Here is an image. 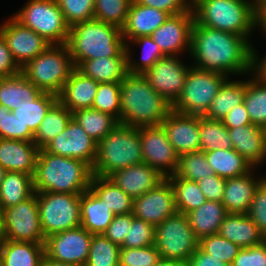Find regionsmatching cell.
Returning <instances> with one entry per match:
<instances>
[{
  "label": "cell",
  "instance_id": "cell-22",
  "mask_svg": "<svg viewBox=\"0 0 266 266\" xmlns=\"http://www.w3.org/2000/svg\"><path fill=\"white\" fill-rule=\"evenodd\" d=\"M235 149L254 168L266 160V129L258 125H240L228 129Z\"/></svg>",
  "mask_w": 266,
  "mask_h": 266
},
{
  "label": "cell",
  "instance_id": "cell-59",
  "mask_svg": "<svg viewBox=\"0 0 266 266\" xmlns=\"http://www.w3.org/2000/svg\"><path fill=\"white\" fill-rule=\"evenodd\" d=\"M221 121L227 129L236 128L240 125L252 124L244 102L231 109Z\"/></svg>",
  "mask_w": 266,
  "mask_h": 266
},
{
  "label": "cell",
  "instance_id": "cell-58",
  "mask_svg": "<svg viewBox=\"0 0 266 266\" xmlns=\"http://www.w3.org/2000/svg\"><path fill=\"white\" fill-rule=\"evenodd\" d=\"M142 5L150 6L162 11H166L170 15H177L185 11H189V7L184 0H134Z\"/></svg>",
  "mask_w": 266,
  "mask_h": 266
},
{
  "label": "cell",
  "instance_id": "cell-3",
  "mask_svg": "<svg viewBox=\"0 0 266 266\" xmlns=\"http://www.w3.org/2000/svg\"><path fill=\"white\" fill-rule=\"evenodd\" d=\"M92 167L81 160L39 150L32 177L34 192L82 194L90 188Z\"/></svg>",
  "mask_w": 266,
  "mask_h": 266
},
{
  "label": "cell",
  "instance_id": "cell-55",
  "mask_svg": "<svg viewBox=\"0 0 266 266\" xmlns=\"http://www.w3.org/2000/svg\"><path fill=\"white\" fill-rule=\"evenodd\" d=\"M133 217V213L115 215L104 235L111 242L121 247L129 231V227H131Z\"/></svg>",
  "mask_w": 266,
  "mask_h": 266
},
{
  "label": "cell",
  "instance_id": "cell-49",
  "mask_svg": "<svg viewBox=\"0 0 266 266\" xmlns=\"http://www.w3.org/2000/svg\"><path fill=\"white\" fill-rule=\"evenodd\" d=\"M0 138L33 141L34 134L5 105L0 104Z\"/></svg>",
  "mask_w": 266,
  "mask_h": 266
},
{
  "label": "cell",
  "instance_id": "cell-63",
  "mask_svg": "<svg viewBox=\"0 0 266 266\" xmlns=\"http://www.w3.org/2000/svg\"><path fill=\"white\" fill-rule=\"evenodd\" d=\"M154 266H188V263L180 260L160 258Z\"/></svg>",
  "mask_w": 266,
  "mask_h": 266
},
{
  "label": "cell",
  "instance_id": "cell-47",
  "mask_svg": "<svg viewBox=\"0 0 266 266\" xmlns=\"http://www.w3.org/2000/svg\"><path fill=\"white\" fill-rule=\"evenodd\" d=\"M199 247L211 257H216L229 266L232 265L238 251L241 249L218 233L201 238Z\"/></svg>",
  "mask_w": 266,
  "mask_h": 266
},
{
  "label": "cell",
  "instance_id": "cell-24",
  "mask_svg": "<svg viewBox=\"0 0 266 266\" xmlns=\"http://www.w3.org/2000/svg\"><path fill=\"white\" fill-rule=\"evenodd\" d=\"M169 16L170 14L166 11L142 5L133 0L126 22L121 28L125 44L128 40L140 36H150Z\"/></svg>",
  "mask_w": 266,
  "mask_h": 266
},
{
  "label": "cell",
  "instance_id": "cell-5",
  "mask_svg": "<svg viewBox=\"0 0 266 266\" xmlns=\"http://www.w3.org/2000/svg\"><path fill=\"white\" fill-rule=\"evenodd\" d=\"M143 163L139 128L118 123L97 143L94 176L110 177L134 164Z\"/></svg>",
  "mask_w": 266,
  "mask_h": 266
},
{
  "label": "cell",
  "instance_id": "cell-56",
  "mask_svg": "<svg viewBox=\"0 0 266 266\" xmlns=\"http://www.w3.org/2000/svg\"><path fill=\"white\" fill-rule=\"evenodd\" d=\"M197 183L208 201L222 202L226 179L215 174L207 176Z\"/></svg>",
  "mask_w": 266,
  "mask_h": 266
},
{
  "label": "cell",
  "instance_id": "cell-44",
  "mask_svg": "<svg viewBox=\"0 0 266 266\" xmlns=\"http://www.w3.org/2000/svg\"><path fill=\"white\" fill-rule=\"evenodd\" d=\"M133 44H138L142 48V56L140 62L132 60V53L129 50V43L126 44V51L128 55V73L143 74L147 69L151 68L159 59L166 56L150 36H140L128 41Z\"/></svg>",
  "mask_w": 266,
  "mask_h": 266
},
{
  "label": "cell",
  "instance_id": "cell-9",
  "mask_svg": "<svg viewBox=\"0 0 266 266\" xmlns=\"http://www.w3.org/2000/svg\"><path fill=\"white\" fill-rule=\"evenodd\" d=\"M45 239L81 225V194L36 192Z\"/></svg>",
  "mask_w": 266,
  "mask_h": 266
},
{
  "label": "cell",
  "instance_id": "cell-31",
  "mask_svg": "<svg viewBox=\"0 0 266 266\" xmlns=\"http://www.w3.org/2000/svg\"><path fill=\"white\" fill-rule=\"evenodd\" d=\"M43 92L22 74L0 78V104L14 110L36 100Z\"/></svg>",
  "mask_w": 266,
  "mask_h": 266
},
{
  "label": "cell",
  "instance_id": "cell-26",
  "mask_svg": "<svg viewBox=\"0 0 266 266\" xmlns=\"http://www.w3.org/2000/svg\"><path fill=\"white\" fill-rule=\"evenodd\" d=\"M98 84L97 81L84 76L75 68L58 95V100L71 113L80 109L92 108Z\"/></svg>",
  "mask_w": 266,
  "mask_h": 266
},
{
  "label": "cell",
  "instance_id": "cell-11",
  "mask_svg": "<svg viewBox=\"0 0 266 266\" xmlns=\"http://www.w3.org/2000/svg\"><path fill=\"white\" fill-rule=\"evenodd\" d=\"M155 247L161 258L188 263L199 246L186 214L176 212L155 227Z\"/></svg>",
  "mask_w": 266,
  "mask_h": 266
},
{
  "label": "cell",
  "instance_id": "cell-10",
  "mask_svg": "<svg viewBox=\"0 0 266 266\" xmlns=\"http://www.w3.org/2000/svg\"><path fill=\"white\" fill-rule=\"evenodd\" d=\"M226 79L227 77L221 74L203 71L191 66L184 88L172 105V111L186 115L203 116Z\"/></svg>",
  "mask_w": 266,
  "mask_h": 266
},
{
  "label": "cell",
  "instance_id": "cell-35",
  "mask_svg": "<svg viewBox=\"0 0 266 266\" xmlns=\"http://www.w3.org/2000/svg\"><path fill=\"white\" fill-rule=\"evenodd\" d=\"M229 80L224 81L204 117L222 120L231 109L244 101L246 81Z\"/></svg>",
  "mask_w": 266,
  "mask_h": 266
},
{
  "label": "cell",
  "instance_id": "cell-69",
  "mask_svg": "<svg viewBox=\"0 0 266 266\" xmlns=\"http://www.w3.org/2000/svg\"><path fill=\"white\" fill-rule=\"evenodd\" d=\"M263 244L266 246V233L263 235Z\"/></svg>",
  "mask_w": 266,
  "mask_h": 266
},
{
  "label": "cell",
  "instance_id": "cell-62",
  "mask_svg": "<svg viewBox=\"0 0 266 266\" xmlns=\"http://www.w3.org/2000/svg\"><path fill=\"white\" fill-rule=\"evenodd\" d=\"M39 266H77V265L52 260L48 256L44 255L40 261Z\"/></svg>",
  "mask_w": 266,
  "mask_h": 266
},
{
  "label": "cell",
  "instance_id": "cell-18",
  "mask_svg": "<svg viewBox=\"0 0 266 266\" xmlns=\"http://www.w3.org/2000/svg\"><path fill=\"white\" fill-rule=\"evenodd\" d=\"M176 212L173 189L167 178L141 197L133 199V215L154 227Z\"/></svg>",
  "mask_w": 266,
  "mask_h": 266
},
{
  "label": "cell",
  "instance_id": "cell-6",
  "mask_svg": "<svg viewBox=\"0 0 266 266\" xmlns=\"http://www.w3.org/2000/svg\"><path fill=\"white\" fill-rule=\"evenodd\" d=\"M192 10L200 25L235 33L249 41L252 30L257 28V14L251 0H203Z\"/></svg>",
  "mask_w": 266,
  "mask_h": 266
},
{
  "label": "cell",
  "instance_id": "cell-53",
  "mask_svg": "<svg viewBox=\"0 0 266 266\" xmlns=\"http://www.w3.org/2000/svg\"><path fill=\"white\" fill-rule=\"evenodd\" d=\"M247 215L264 235L266 233V178L255 190Z\"/></svg>",
  "mask_w": 266,
  "mask_h": 266
},
{
  "label": "cell",
  "instance_id": "cell-46",
  "mask_svg": "<svg viewBox=\"0 0 266 266\" xmlns=\"http://www.w3.org/2000/svg\"><path fill=\"white\" fill-rule=\"evenodd\" d=\"M133 0H94V19L122 28Z\"/></svg>",
  "mask_w": 266,
  "mask_h": 266
},
{
  "label": "cell",
  "instance_id": "cell-30",
  "mask_svg": "<svg viewBox=\"0 0 266 266\" xmlns=\"http://www.w3.org/2000/svg\"><path fill=\"white\" fill-rule=\"evenodd\" d=\"M44 255V243L3 239L0 244V263L2 266H39Z\"/></svg>",
  "mask_w": 266,
  "mask_h": 266
},
{
  "label": "cell",
  "instance_id": "cell-23",
  "mask_svg": "<svg viewBox=\"0 0 266 266\" xmlns=\"http://www.w3.org/2000/svg\"><path fill=\"white\" fill-rule=\"evenodd\" d=\"M39 150L33 141L0 138V165L33 177Z\"/></svg>",
  "mask_w": 266,
  "mask_h": 266
},
{
  "label": "cell",
  "instance_id": "cell-28",
  "mask_svg": "<svg viewBox=\"0 0 266 266\" xmlns=\"http://www.w3.org/2000/svg\"><path fill=\"white\" fill-rule=\"evenodd\" d=\"M81 226L93 235L104 234L115 214L90 188L81 194Z\"/></svg>",
  "mask_w": 266,
  "mask_h": 266
},
{
  "label": "cell",
  "instance_id": "cell-17",
  "mask_svg": "<svg viewBox=\"0 0 266 266\" xmlns=\"http://www.w3.org/2000/svg\"><path fill=\"white\" fill-rule=\"evenodd\" d=\"M195 22L193 10L177 15H170L150 37L160 50L168 56H178L185 49L190 53L191 34Z\"/></svg>",
  "mask_w": 266,
  "mask_h": 266
},
{
  "label": "cell",
  "instance_id": "cell-25",
  "mask_svg": "<svg viewBox=\"0 0 266 266\" xmlns=\"http://www.w3.org/2000/svg\"><path fill=\"white\" fill-rule=\"evenodd\" d=\"M253 169L245 175L226 179L222 204L228 213L247 214L255 190L266 178H255Z\"/></svg>",
  "mask_w": 266,
  "mask_h": 266
},
{
  "label": "cell",
  "instance_id": "cell-57",
  "mask_svg": "<svg viewBox=\"0 0 266 266\" xmlns=\"http://www.w3.org/2000/svg\"><path fill=\"white\" fill-rule=\"evenodd\" d=\"M21 73V67L15 61L7 42L0 33V78L12 77Z\"/></svg>",
  "mask_w": 266,
  "mask_h": 266
},
{
  "label": "cell",
  "instance_id": "cell-16",
  "mask_svg": "<svg viewBox=\"0 0 266 266\" xmlns=\"http://www.w3.org/2000/svg\"><path fill=\"white\" fill-rule=\"evenodd\" d=\"M43 149L52 154L81 160L93 167L97 143L71 118L66 128Z\"/></svg>",
  "mask_w": 266,
  "mask_h": 266
},
{
  "label": "cell",
  "instance_id": "cell-8",
  "mask_svg": "<svg viewBox=\"0 0 266 266\" xmlns=\"http://www.w3.org/2000/svg\"><path fill=\"white\" fill-rule=\"evenodd\" d=\"M13 18L50 44H66L70 26L56 0H28L27 4Z\"/></svg>",
  "mask_w": 266,
  "mask_h": 266
},
{
  "label": "cell",
  "instance_id": "cell-36",
  "mask_svg": "<svg viewBox=\"0 0 266 266\" xmlns=\"http://www.w3.org/2000/svg\"><path fill=\"white\" fill-rule=\"evenodd\" d=\"M33 193L31 175L7 171L0 185V212L28 199Z\"/></svg>",
  "mask_w": 266,
  "mask_h": 266
},
{
  "label": "cell",
  "instance_id": "cell-54",
  "mask_svg": "<svg viewBox=\"0 0 266 266\" xmlns=\"http://www.w3.org/2000/svg\"><path fill=\"white\" fill-rule=\"evenodd\" d=\"M231 266H266V246L241 248Z\"/></svg>",
  "mask_w": 266,
  "mask_h": 266
},
{
  "label": "cell",
  "instance_id": "cell-67",
  "mask_svg": "<svg viewBox=\"0 0 266 266\" xmlns=\"http://www.w3.org/2000/svg\"><path fill=\"white\" fill-rule=\"evenodd\" d=\"M6 172L7 171L0 165V185L5 177Z\"/></svg>",
  "mask_w": 266,
  "mask_h": 266
},
{
  "label": "cell",
  "instance_id": "cell-13",
  "mask_svg": "<svg viewBox=\"0 0 266 266\" xmlns=\"http://www.w3.org/2000/svg\"><path fill=\"white\" fill-rule=\"evenodd\" d=\"M139 138L143 163L157 169L165 177L173 175L179 155L170 144L162 125L139 128Z\"/></svg>",
  "mask_w": 266,
  "mask_h": 266
},
{
  "label": "cell",
  "instance_id": "cell-48",
  "mask_svg": "<svg viewBox=\"0 0 266 266\" xmlns=\"http://www.w3.org/2000/svg\"><path fill=\"white\" fill-rule=\"evenodd\" d=\"M121 82L99 83L92 105L93 109L109 113L119 121Z\"/></svg>",
  "mask_w": 266,
  "mask_h": 266
},
{
  "label": "cell",
  "instance_id": "cell-19",
  "mask_svg": "<svg viewBox=\"0 0 266 266\" xmlns=\"http://www.w3.org/2000/svg\"><path fill=\"white\" fill-rule=\"evenodd\" d=\"M0 33L7 42L15 61L22 68L40 55L50 43L33 30L22 26L13 17L0 25Z\"/></svg>",
  "mask_w": 266,
  "mask_h": 266
},
{
  "label": "cell",
  "instance_id": "cell-29",
  "mask_svg": "<svg viewBox=\"0 0 266 266\" xmlns=\"http://www.w3.org/2000/svg\"><path fill=\"white\" fill-rule=\"evenodd\" d=\"M128 57H100L81 62L76 69L98 83L121 82L128 74Z\"/></svg>",
  "mask_w": 266,
  "mask_h": 266
},
{
  "label": "cell",
  "instance_id": "cell-60",
  "mask_svg": "<svg viewBox=\"0 0 266 266\" xmlns=\"http://www.w3.org/2000/svg\"><path fill=\"white\" fill-rule=\"evenodd\" d=\"M188 266H229L216 257H211L199 246L188 261Z\"/></svg>",
  "mask_w": 266,
  "mask_h": 266
},
{
  "label": "cell",
  "instance_id": "cell-66",
  "mask_svg": "<svg viewBox=\"0 0 266 266\" xmlns=\"http://www.w3.org/2000/svg\"><path fill=\"white\" fill-rule=\"evenodd\" d=\"M189 1V2H188ZM203 0H184L185 4L189 7V9H193Z\"/></svg>",
  "mask_w": 266,
  "mask_h": 266
},
{
  "label": "cell",
  "instance_id": "cell-1",
  "mask_svg": "<svg viewBox=\"0 0 266 266\" xmlns=\"http://www.w3.org/2000/svg\"><path fill=\"white\" fill-rule=\"evenodd\" d=\"M190 55L193 67L229 77L254 73L255 49L244 36L194 22ZM253 71V72H252Z\"/></svg>",
  "mask_w": 266,
  "mask_h": 266
},
{
  "label": "cell",
  "instance_id": "cell-2",
  "mask_svg": "<svg viewBox=\"0 0 266 266\" xmlns=\"http://www.w3.org/2000/svg\"><path fill=\"white\" fill-rule=\"evenodd\" d=\"M171 111L172 105L142 74L128 73L121 81L120 124L135 128L158 126Z\"/></svg>",
  "mask_w": 266,
  "mask_h": 266
},
{
  "label": "cell",
  "instance_id": "cell-38",
  "mask_svg": "<svg viewBox=\"0 0 266 266\" xmlns=\"http://www.w3.org/2000/svg\"><path fill=\"white\" fill-rule=\"evenodd\" d=\"M72 118L96 143L109 134L119 123L111 114L93 108L77 110L72 113Z\"/></svg>",
  "mask_w": 266,
  "mask_h": 266
},
{
  "label": "cell",
  "instance_id": "cell-20",
  "mask_svg": "<svg viewBox=\"0 0 266 266\" xmlns=\"http://www.w3.org/2000/svg\"><path fill=\"white\" fill-rule=\"evenodd\" d=\"M161 125L179 156L200 151L199 115L171 111Z\"/></svg>",
  "mask_w": 266,
  "mask_h": 266
},
{
  "label": "cell",
  "instance_id": "cell-12",
  "mask_svg": "<svg viewBox=\"0 0 266 266\" xmlns=\"http://www.w3.org/2000/svg\"><path fill=\"white\" fill-rule=\"evenodd\" d=\"M0 214L4 240L45 243L36 192L17 205L3 209Z\"/></svg>",
  "mask_w": 266,
  "mask_h": 266
},
{
  "label": "cell",
  "instance_id": "cell-42",
  "mask_svg": "<svg viewBox=\"0 0 266 266\" xmlns=\"http://www.w3.org/2000/svg\"><path fill=\"white\" fill-rule=\"evenodd\" d=\"M58 100V96L43 92L36 100L12 110L17 119L35 134L51 106Z\"/></svg>",
  "mask_w": 266,
  "mask_h": 266
},
{
  "label": "cell",
  "instance_id": "cell-40",
  "mask_svg": "<svg viewBox=\"0 0 266 266\" xmlns=\"http://www.w3.org/2000/svg\"><path fill=\"white\" fill-rule=\"evenodd\" d=\"M166 178L173 189L177 212L187 214L207 201L196 181L185 180L174 174Z\"/></svg>",
  "mask_w": 266,
  "mask_h": 266
},
{
  "label": "cell",
  "instance_id": "cell-52",
  "mask_svg": "<svg viewBox=\"0 0 266 266\" xmlns=\"http://www.w3.org/2000/svg\"><path fill=\"white\" fill-rule=\"evenodd\" d=\"M161 258L155 245L141 248H120L119 266H154Z\"/></svg>",
  "mask_w": 266,
  "mask_h": 266
},
{
  "label": "cell",
  "instance_id": "cell-61",
  "mask_svg": "<svg viewBox=\"0 0 266 266\" xmlns=\"http://www.w3.org/2000/svg\"><path fill=\"white\" fill-rule=\"evenodd\" d=\"M258 56L255 51L254 72L266 81V55L261 60Z\"/></svg>",
  "mask_w": 266,
  "mask_h": 266
},
{
  "label": "cell",
  "instance_id": "cell-15",
  "mask_svg": "<svg viewBox=\"0 0 266 266\" xmlns=\"http://www.w3.org/2000/svg\"><path fill=\"white\" fill-rule=\"evenodd\" d=\"M192 65L186 66L178 56H164L142 75L151 87L162 95L171 105L180 96Z\"/></svg>",
  "mask_w": 266,
  "mask_h": 266
},
{
  "label": "cell",
  "instance_id": "cell-37",
  "mask_svg": "<svg viewBox=\"0 0 266 266\" xmlns=\"http://www.w3.org/2000/svg\"><path fill=\"white\" fill-rule=\"evenodd\" d=\"M72 118V113L57 100L49 109L37 131L34 134L33 142L41 149L49 141L61 133Z\"/></svg>",
  "mask_w": 266,
  "mask_h": 266
},
{
  "label": "cell",
  "instance_id": "cell-45",
  "mask_svg": "<svg viewBox=\"0 0 266 266\" xmlns=\"http://www.w3.org/2000/svg\"><path fill=\"white\" fill-rule=\"evenodd\" d=\"M120 246L104 234L93 235L85 266H119Z\"/></svg>",
  "mask_w": 266,
  "mask_h": 266
},
{
  "label": "cell",
  "instance_id": "cell-41",
  "mask_svg": "<svg viewBox=\"0 0 266 266\" xmlns=\"http://www.w3.org/2000/svg\"><path fill=\"white\" fill-rule=\"evenodd\" d=\"M200 151L233 149L227 127L221 120L199 116Z\"/></svg>",
  "mask_w": 266,
  "mask_h": 266
},
{
  "label": "cell",
  "instance_id": "cell-27",
  "mask_svg": "<svg viewBox=\"0 0 266 266\" xmlns=\"http://www.w3.org/2000/svg\"><path fill=\"white\" fill-rule=\"evenodd\" d=\"M218 234L240 248L263 243V234L249 216L243 213H228L219 227Z\"/></svg>",
  "mask_w": 266,
  "mask_h": 266
},
{
  "label": "cell",
  "instance_id": "cell-4",
  "mask_svg": "<svg viewBox=\"0 0 266 266\" xmlns=\"http://www.w3.org/2000/svg\"><path fill=\"white\" fill-rule=\"evenodd\" d=\"M66 44L75 68L100 57H128L121 28L96 19L70 27Z\"/></svg>",
  "mask_w": 266,
  "mask_h": 266
},
{
  "label": "cell",
  "instance_id": "cell-14",
  "mask_svg": "<svg viewBox=\"0 0 266 266\" xmlns=\"http://www.w3.org/2000/svg\"><path fill=\"white\" fill-rule=\"evenodd\" d=\"M92 236L81 225L53 234L45 240V255L52 260L85 266Z\"/></svg>",
  "mask_w": 266,
  "mask_h": 266
},
{
  "label": "cell",
  "instance_id": "cell-65",
  "mask_svg": "<svg viewBox=\"0 0 266 266\" xmlns=\"http://www.w3.org/2000/svg\"><path fill=\"white\" fill-rule=\"evenodd\" d=\"M252 4L257 14L262 8L266 7V0H252Z\"/></svg>",
  "mask_w": 266,
  "mask_h": 266
},
{
  "label": "cell",
  "instance_id": "cell-32",
  "mask_svg": "<svg viewBox=\"0 0 266 266\" xmlns=\"http://www.w3.org/2000/svg\"><path fill=\"white\" fill-rule=\"evenodd\" d=\"M227 214L228 212L221 202L207 200L202 206L192 210L186 215L190 227L200 240L203 237L217 234Z\"/></svg>",
  "mask_w": 266,
  "mask_h": 266
},
{
  "label": "cell",
  "instance_id": "cell-34",
  "mask_svg": "<svg viewBox=\"0 0 266 266\" xmlns=\"http://www.w3.org/2000/svg\"><path fill=\"white\" fill-rule=\"evenodd\" d=\"M90 189L105 202V205L115 215H124L133 212V199L109 177L93 176Z\"/></svg>",
  "mask_w": 266,
  "mask_h": 266
},
{
  "label": "cell",
  "instance_id": "cell-33",
  "mask_svg": "<svg viewBox=\"0 0 266 266\" xmlns=\"http://www.w3.org/2000/svg\"><path fill=\"white\" fill-rule=\"evenodd\" d=\"M205 155L214 173L224 179L239 177L256 169L235 149H215L205 152Z\"/></svg>",
  "mask_w": 266,
  "mask_h": 266
},
{
  "label": "cell",
  "instance_id": "cell-21",
  "mask_svg": "<svg viewBox=\"0 0 266 266\" xmlns=\"http://www.w3.org/2000/svg\"><path fill=\"white\" fill-rule=\"evenodd\" d=\"M111 180L132 199L141 197L166 177L146 163L134 164L113 173Z\"/></svg>",
  "mask_w": 266,
  "mask_h": 266
},
{
  "label": "cell",
  "instance_id": "cell-68",
  "mask_svg": "<svg viewBox=\"0 0 266 266\" xmlns=\"http://www.w3.org/2000/svg\"><path fill=\"white\" fill-rule=\"evenodd\" d=\"M3 240V235H2V228H1V214H0V244Z\"/></svg>",
  "mask_w": 266,
  "mask_h": 266
},
{
  "label": "cell",
  "instance_id": "cell-50",
  "mask_svg": "<svg viewBox=\"0 0 266 266\" xmlns=\"http://www.w3.org/2000/svg\"><path fill=\"white\" fill-rule=\"evenodd\" d=\"M155 244V227L137 217H133L131 227L120 248H141Z\"/></svg>",
  "mask_w": 266,
  "mask_h": 266
},
{
  "label": "cell",
  "instance_id": "cell-51",
  "mask_svg": "<svg viewBox=\"0 0 266 266\" xmlns=\"http://www.w3.org/2000/svg\"><path fill=\"white\" fill-rule=\"evenodd\" d=\"M56 2L70 27L94 19V0H56Z\"/></svg>",
  "mask_w": 266,
  "mask_h": 266
},
{
  "label": "cell",
  "instance_id": "cell-64",
  "mask_svg": "<svg viewBox=\"0 0 266 266\" xmlns=\"http://www.w3.org/2000/svg\"><path fill=\"white\" fill-rule=\"evenodd\" d=\"M256 27H259L266 35V7L257 13Z\"/></svg>",
  "mask_w": 266,
  "mask_h": 266
},
{
  "label": "cell",
  "instance_id": "cell-7",
  "mask_svg": "<svg viewBox=\"0 0 266 266\" xmlns=\"http://www.w3.org/2000/svg\"><path fill=\"white\" fill-rule=\"evenodd\" d=\"M74 69L67 44H50L21 73L42 92L58 96Z\"/></svg>",
  "mask_w": 266,
  "mask_h": 266
},
{
  "label": "cell",
  "instance_id": "cell-43",
  "mask_svg": "<svg viewBox=\"0 0 266 266\" xmlns=\"http://www.w3.org/2000/svg\"><path fill=\"white\" fill-rule=\"evenodd\" d=\"M175 176L185 180L196 181L215 175L210 167L205 152H191L179 156Z\"/></svg>",
  "mask_w": 266,
  "mask_h": 266
},
{
  "label": "cell",
  "instance_id": "cell-39",
  "mask_svg": "<svg viewBox=\"0 0 266 266\" xmlns=\"http://www.w3.org/2000/svg\"><path fill=\"white\" fill-rule=\"evenodd\" d=\"M246 80L244 105L251 123L266 129V81L257 73Z\"/></svg>",
  "mask_w": 266,
  "mask_h": 266
}]
</instances>
